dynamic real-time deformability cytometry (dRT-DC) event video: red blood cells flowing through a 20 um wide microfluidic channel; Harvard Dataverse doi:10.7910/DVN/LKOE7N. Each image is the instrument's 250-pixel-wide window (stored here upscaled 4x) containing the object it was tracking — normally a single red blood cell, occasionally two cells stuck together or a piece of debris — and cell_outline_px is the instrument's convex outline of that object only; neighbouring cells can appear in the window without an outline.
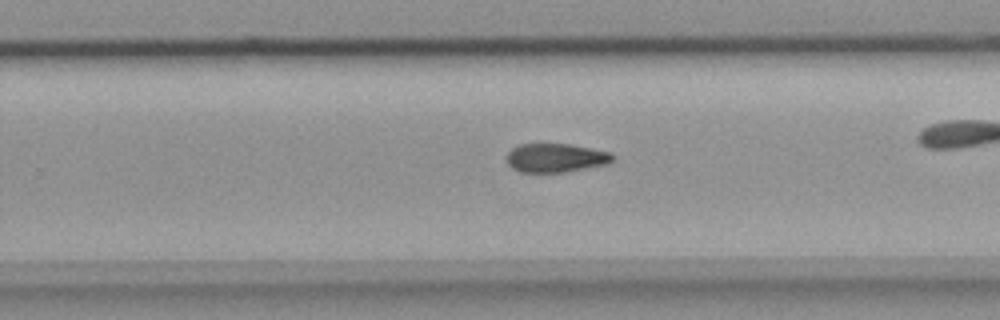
{"species": "common noctule bat (a hibernating species)", "species_latin": "Nyctalus noctula", "temperature_condition": "room temperature", "stored_images_in_passage": 28, "camera_frame_rate_fps": 3000, "um_per_image_px": 0.085, "animal": {"sex": "female", "body_mass_g": 18.4}, "frame": {"image": 1, "passage_image": 20, "time_ms": 6.333, "image_size_px": [1000, 320], "cell_outline_px": [[616, 156], [612, 160], [604, 164], [564, 172], [520, 172], [512, 168], [508, 164], [508, 152], [516, 144], [568, 144], [612, 152]], "centroid_in_image_um": [47.22, 13.41], "position_along_channel_um": 282.6, "area_um2": 17.63}}